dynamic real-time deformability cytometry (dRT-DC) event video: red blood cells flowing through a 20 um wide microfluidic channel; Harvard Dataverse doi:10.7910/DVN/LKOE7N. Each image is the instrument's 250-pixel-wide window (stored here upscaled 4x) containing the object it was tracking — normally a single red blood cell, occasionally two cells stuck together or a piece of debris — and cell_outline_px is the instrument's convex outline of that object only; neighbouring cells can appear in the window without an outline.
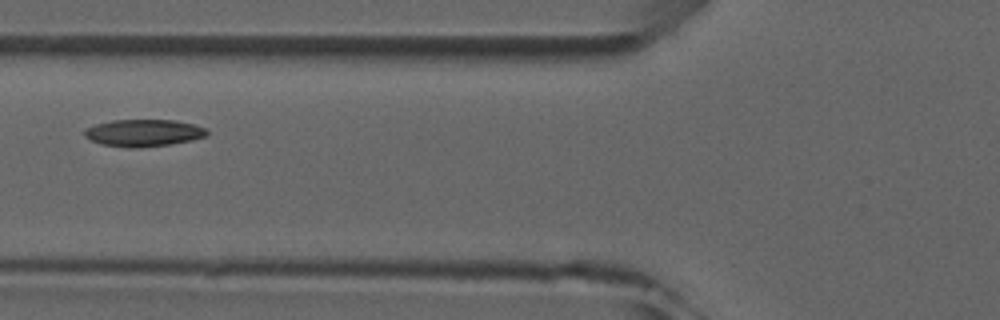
{"species": "common noctule bat (a hibernating species)", "species_latin": "Nyctalus noctula", "temperature_condition": "room temperature", "stored_images_in_passage": 3, "camera_frame_rate_fps": 3000, "um_per_image_px": 0.085, "animal": {"sex": "male", "forearm_length_mm": 52.5}, "frame": {"image": 1, "passage_image": 2, "time_ms": 2.0, "image_size_px": [1000, 320], "cell_outline_px": [[208, 136], [192, 140], [168, 144], [140, 148], [132, 148], [100, 144], [84, 136], [84, 128], [96, 124], [112, 120], [176, 120], [192, 124], [204, 128], [208, 132]], "centroid_in_image_um": [12.18, 11.29], "position_along_channel_um": 113.6, "area_um2": 19.31}}
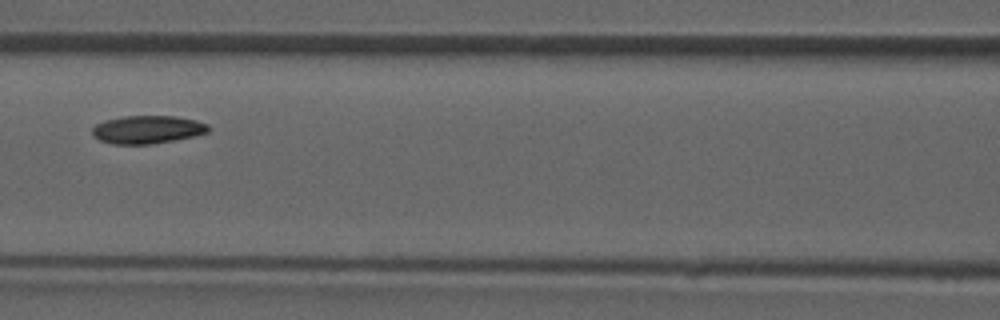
{"frame": {"image": 2, "passage_image": 3, "time_ms": 3.0, "image_size_px": [1000, 320], "cell_outline_px": [[208, 132], [192, 136], [152, 144], [112, 144], [100, 140], [92, 132], [92, 128], [96, 124], [104, 120], [124, 116], [176, 116], [196, 120], [208, 124]], "centroid_in_image_um": [12.51, 11.0], "position_along_channel_um": 154.1, "area_um2": 18.79}}